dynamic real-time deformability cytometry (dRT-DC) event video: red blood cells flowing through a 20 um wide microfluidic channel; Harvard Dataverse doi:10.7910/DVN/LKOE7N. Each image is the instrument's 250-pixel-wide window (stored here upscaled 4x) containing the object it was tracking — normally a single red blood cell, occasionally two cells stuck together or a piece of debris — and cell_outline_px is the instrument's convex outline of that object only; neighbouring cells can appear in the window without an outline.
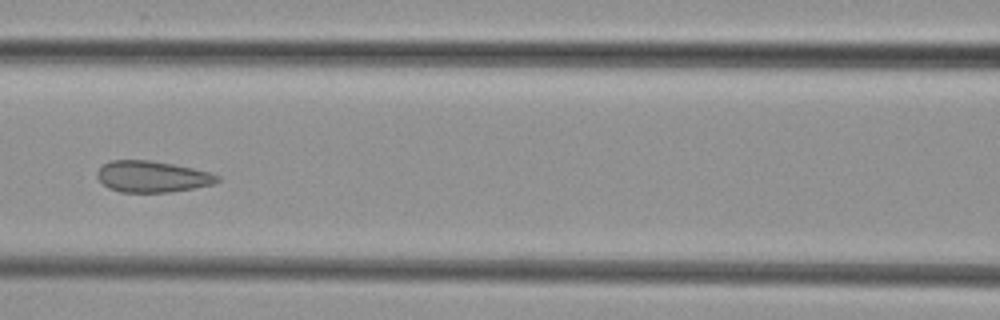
{"species": "common noctule bat (a hibernating species)", "species_latin": "Nyctalus noctula", "temperature_condition": "cold", "stored_images_in_passage": 6, "camera_frame_rate_fps": 3000, "um_per_image_px": 0.085, "animal": {"sex": "female", "body_mass_g": 29.2, "forearm_length_mm": 56.3}, "frame": {"image": 1, "passage_image": 6, "time_ms": 5.667, "image_size_px": [1000, 320], "cell_outline_px": [[220, 180], [212, 184], [192, 188], [168, 192], [120, 192], [108, 188], [96, 176], [96, 172], [104, 164], [112, 160], [152, 160], [192, 168], [208, 172], [220, 176]], "centroid_in_image_um": [12.91, 15.01], "position_along_channel_um": 153.7, "area_um2": 21.73}}